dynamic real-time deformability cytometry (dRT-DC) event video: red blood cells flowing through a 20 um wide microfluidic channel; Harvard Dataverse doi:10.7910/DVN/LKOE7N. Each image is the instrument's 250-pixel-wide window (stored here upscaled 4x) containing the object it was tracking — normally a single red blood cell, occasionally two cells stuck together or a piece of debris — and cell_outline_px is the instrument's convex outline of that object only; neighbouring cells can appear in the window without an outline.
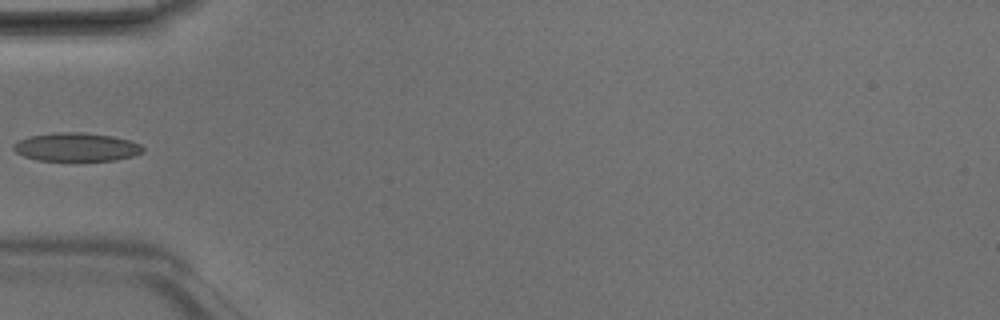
{"species": "Egyptian fruit bat (a non-hibernating species)", "species_latin": "Rousettus aegyptiacus", "temperature_condition": "room temperature", "stored_images_in_passage": 4, "camera_frame_rate_fps": 3000, "um_per_image_px": 0.085, "animal": {"sex": "male"}, "frame": {"image": 1, "passage_image": 4, "time_ms": 1.0, "image_size_px": [1000, 320], "cell_outline_px": [[144, 152], [132, 156], [116, 160], [36, 160], [24, 156], [16, 152], [12, 148], [12, 144], [28, 136], [56, 132], [84, 132], [112, 136], [128, 140], [140, 144], [144, 148]], "centroid_in_image_um": [6.48, 12.49], "position_along_channel_um": 78.5, "area_um2": 21.44}}